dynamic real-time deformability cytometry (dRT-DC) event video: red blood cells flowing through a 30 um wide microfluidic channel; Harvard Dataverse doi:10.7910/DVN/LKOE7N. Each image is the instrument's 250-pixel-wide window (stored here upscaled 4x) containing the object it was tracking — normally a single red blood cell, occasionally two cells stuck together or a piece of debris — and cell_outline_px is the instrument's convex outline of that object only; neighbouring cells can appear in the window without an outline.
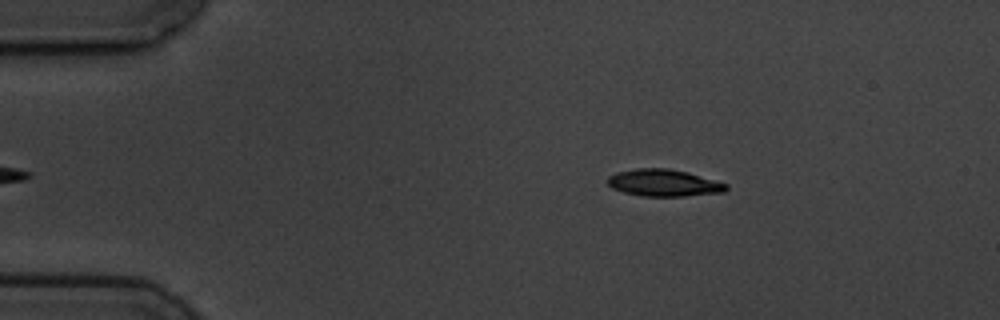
{"species": "common noctule bat (a hibernating species)", "species_latin": "Nyctalus noctula", "temperature_condition": "cold", "stored_images_in_passage": 3, "camera_frame_rate_fps": 3000, "um_per_image_px": 0.085, "animal": {"sex": "male", "body_mass_g": 19.5, "forearm_length_mm": 54.6}, "frame": {"image": 1, "passage_image": 1, "time_ms": 0.0, "image_size_px": [1000, 320], "cell_outline_px": [[728, 188], [724, 192], [684, 196], [640, 196], [624, 192], [612, 188], [608, 184], [608, 176], [616, 172], [636, 168], [668, 168], [688, 172], [728, 184]], "centroid_in_image_um": [56.41, 15.54], "position_along_channel_um": 28.6, "area_um2": 18.67}}